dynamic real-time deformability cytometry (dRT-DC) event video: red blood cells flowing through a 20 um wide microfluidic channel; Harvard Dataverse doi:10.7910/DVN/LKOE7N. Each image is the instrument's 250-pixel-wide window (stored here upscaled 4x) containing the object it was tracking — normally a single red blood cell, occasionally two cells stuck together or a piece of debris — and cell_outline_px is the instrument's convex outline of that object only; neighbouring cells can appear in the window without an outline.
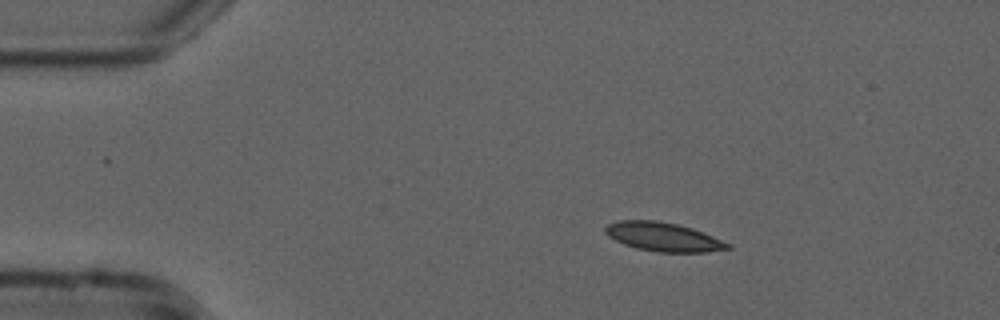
{"species": "common noctule bat (a hibernating species)", "species_latin": "Nyctalus noctula", "temperature_condition": "cold", "stored_images_in_passage": 46, "camera_frame_rate_fps": 3000, "um_per_image_px": 0.085, "animal": {"sex": "male", "forearm_length_mm": 52.5}, "frame": {"image": 1, "passage_image": 1, "time_ms": 0.0, "image_size_px": [1000, 320], "cell_outline_px": [[732, 248], [708, 252], [656, 252], [636, 248], [624, 244], [608, 236], [604, 232], [604, 228], [608, 224], [620, 220], [656, 220], [676, 224], [692, 228], [732, 244]], "centroid_in_image_um": [56.38, 20.14], "position_along_channel_um": 28.6, "area_um2": 20.58}}
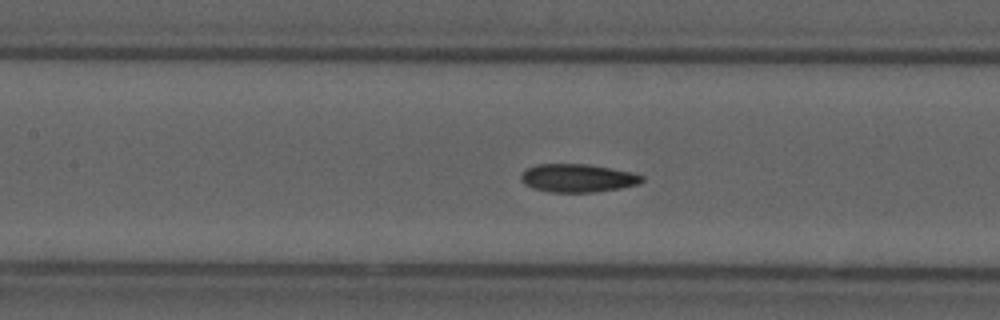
{"frame": {"image": 2, "passage_image": 16, "time_ms": 5.0, "image_size_px": [1000, 320], "cell_outline_px": [[644, 180], [640, 184], [620, 188], [592, 192], [552, 192], [536, 188], [524, 184], [520, 176], [528, 168], [536, 164], [588, 164], [632, 172], [644, 176]], "centroid_in_image_um": [49.15, 15.13], "position_along_channel_um": 158.3, "area_um2": 19.71}}
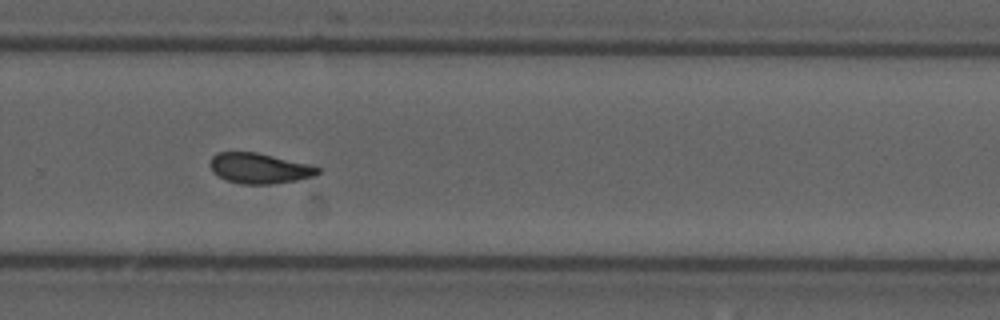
{"frame": {"image": 3, "passage_image": 28, "time_ms": 9.0, "image_size_px": [1000, 320], "cell_outline_px": [[320, 172], [312, 176], [296, 180], [272, 184], [240, 184], [228, 180], [212, 172], [208, 164], [212, 156], [216, 152], [256, 152], [312, 164], [320, 168]], "centroid_in_image_um": [22.03, 14.29], "position_along_channel_um": 307.8, "area_um2": 19.19}, "authors_computed_cell_mechanics": {"area_um2": 19.5942, "velocity_mm_per_s": 3.7536, "shape_relaxation_time_tau1_ms": 5.5913, "shape_relaxation_time_tau2_ms": 3.219, "deformation_change_tau1": 0.1505, "deformation_change_tau2": 0.0974}}